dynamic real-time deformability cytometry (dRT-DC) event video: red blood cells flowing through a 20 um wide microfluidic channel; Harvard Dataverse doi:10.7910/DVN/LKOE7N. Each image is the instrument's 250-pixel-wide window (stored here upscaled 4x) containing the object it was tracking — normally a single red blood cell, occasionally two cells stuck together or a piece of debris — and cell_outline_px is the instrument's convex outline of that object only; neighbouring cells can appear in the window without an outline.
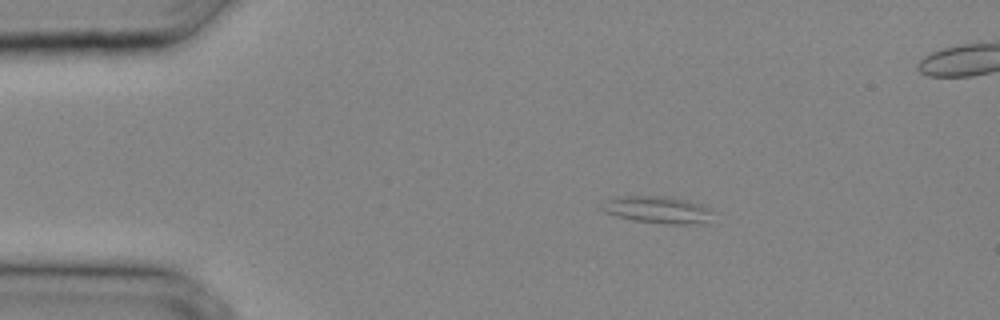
{"species": "common noctule bat (a hibernating species)", "species_latin": "Nyctalus noctula", "temperature_condition": "cold", "stored_images_in_passage": 17, "camera_frame_rate_fps": 3000, "um_per_image_px": 0.085, "animal": {"sex": "male", "body_mass_g": 20.4}, "frame": {"image": 1, "passage_image": 3, "time_ms": 0.667, "image_size_px": [1000, 320], "cell_outline_px": [[712, 212], [708, 224], [668, 224], [632, 220], [616, 216], [604, 212], [600, 208], [604, 200], [620, 196], [668, 196], [688, 200], [712, 208]], "centroid_in_image_um": [55.92, 17.83], "position_along_channel_um": 29.1, "area_um2": 17.86}}
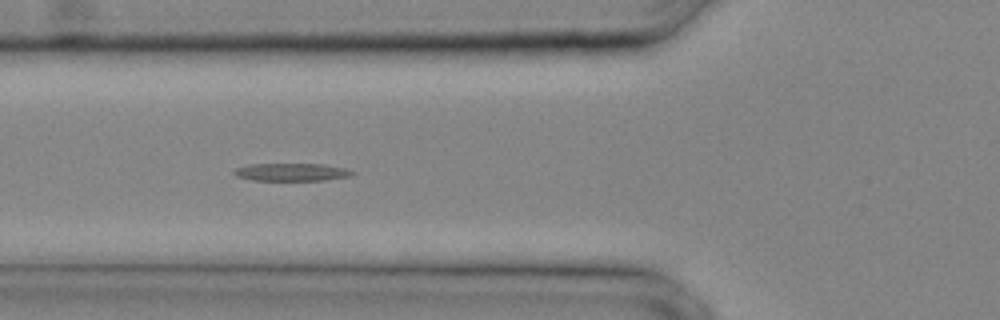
{"frame": {"image": 2, "passage_image": 9, "time_ms": 2.667, "image_size_px": [1000, 320], "cell_outline_px": [[356, 172], [348, 176], [324, 180], [252, 180], [236, 176], [232, 172], [236, 168], [248, 164], [324, 164], [344, 168]], "centroid_in_image_um": [24.74, 14.62], "position_along_channel_um": 101.1, "area_um2": 12.08}}
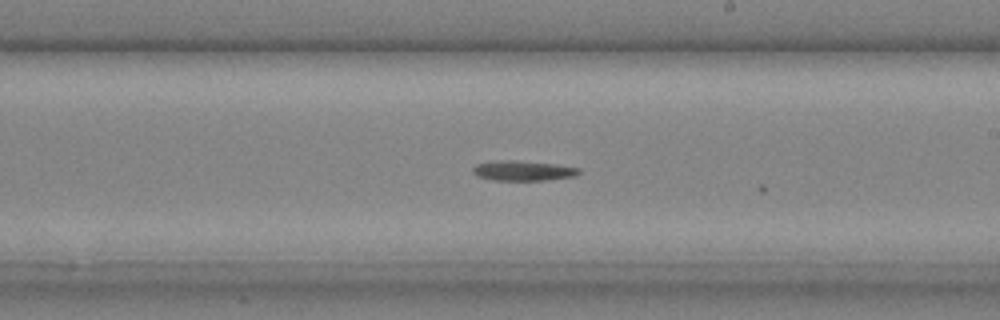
{"frame": {"image": 3, "passage_image": 16, "time_ms": 5.0, "image_size_px": [1000, 320], "cell_outline_px": [[580, 172], [572, 176], [544, 180], [496, 180], [480, 176], [472, 172], [472, 168], [476, 164], [496, 160], [516, 160], [556, 164], [580, 168]], "centroid_in_image_um": [44.44, 14.49], "position_along_channel_um": 244.6, "area_um2": 12.2}}